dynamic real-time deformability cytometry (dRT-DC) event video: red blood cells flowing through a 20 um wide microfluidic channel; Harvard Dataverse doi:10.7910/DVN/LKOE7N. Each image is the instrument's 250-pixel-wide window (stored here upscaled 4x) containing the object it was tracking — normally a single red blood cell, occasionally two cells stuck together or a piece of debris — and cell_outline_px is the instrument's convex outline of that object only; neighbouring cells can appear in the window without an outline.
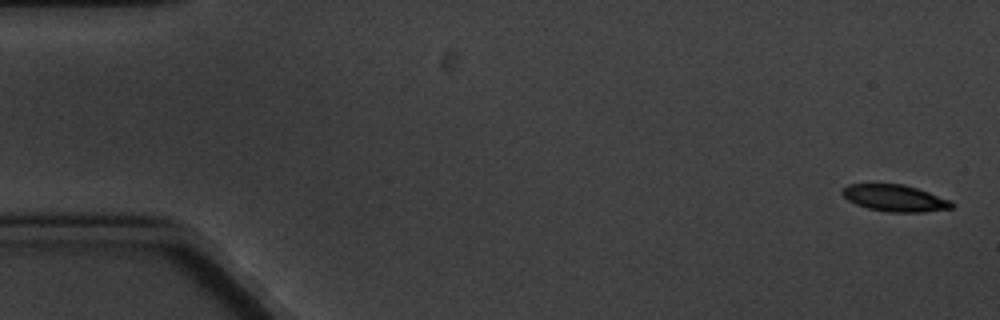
{"species": "common noctule bat (a hibernating species)", "species_latin": "Nyctalus noctula", "temperature_condition": "cold", "stored_images_in_passage": 8, "camera_frame_rate_fps": 3000, "um_per_image_px": 0.085, "animal": {"sex": "male", "body_mass_g": 20.1, "forearm_length_mm": 53.5}, "frame": {"image": 1, "passage_image": 1, "time_ms": 0.0, "image_size_px": [1000, 320], "cell_outline_px": [[952, 208], [924, 212], [888, 212], [868, 208], [856, 204], [848, 200], [840, 192], [848, 184], [904, 184], [952, 200]], "centroid_in_image_um": [76.06, 16.84], "position_along_channel_um": 8.9, "area_um2": 16.94}}
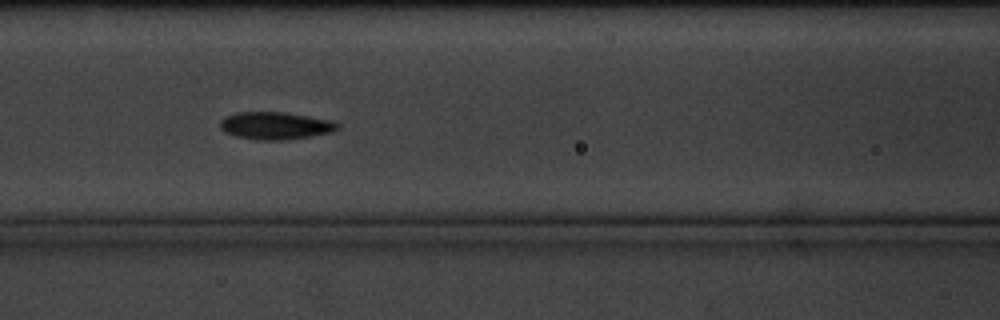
{"frame": {"image": 2, "passage_image": 8, "time_ms": 8.0, "image_size_px": [1000, 320], "cell_outline_px": [[340, 128], [332, 132], [288, 140], [256, 140], [236, 136], [224, 132], [220, 128], [220, 120], [224, 116], [236, 112], [284, 112], [336, 120], [340, 124]], "centroid_in_image_um": [23.44, 10.68], "position_along_channel_um": 143.2, "area_um2": 19.19}}